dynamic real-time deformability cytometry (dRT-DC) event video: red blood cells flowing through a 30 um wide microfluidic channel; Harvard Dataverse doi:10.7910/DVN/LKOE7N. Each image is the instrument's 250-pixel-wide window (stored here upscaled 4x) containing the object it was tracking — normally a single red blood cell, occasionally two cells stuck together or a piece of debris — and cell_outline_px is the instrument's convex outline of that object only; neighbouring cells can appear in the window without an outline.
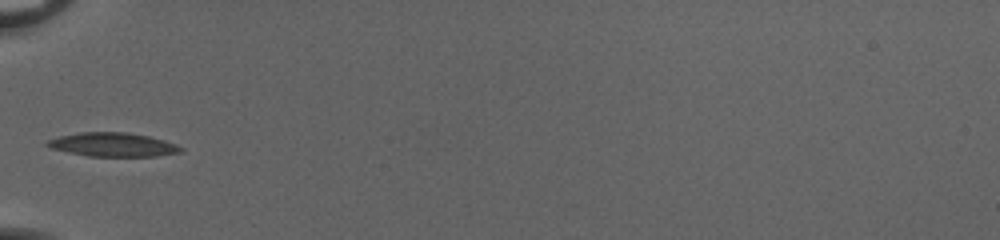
{"species": "common noctule bat (a hibernating species)", "species_latin": "Nyctalus noctula", "temperature_condition": "cold", "stored_images_in_passage": 33, "camera_frame_rate_fps": 3000, "um_per_image_px": 0.085, "animal": {"sex": "female", "body_mass_g": 20.0, "forearm_length_mm": 54.0}, "frame": {"image": 1, "passage_image": 1, "time_ms": 0.0, "image_size_px": [1000, 240], "cell_outline_px": [[184, 148], [180, 152], [156, 156], [88, 156], [48, 148], [44, 144], [48, 140], [60, 136], [80, 132], [128, 132], [148, 136], [164, 140], [176, 144]], "centroid_in_image_um": [9.57, 12.29], "position_along_channel_um": 75.4, "area_um2": 18.55}}
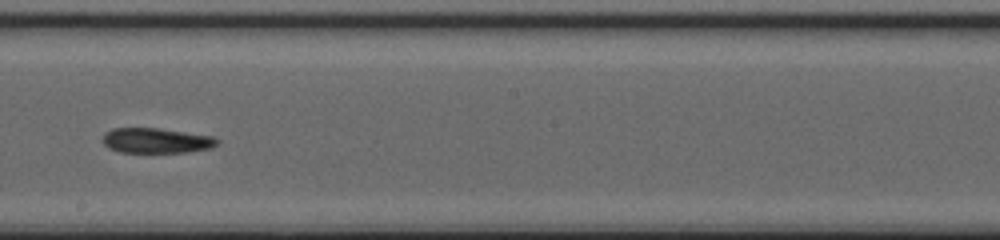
{"frame": {"image": 2, "passage_image": 13, "time_ms": 4.0, "image_size_px": [1000, 240], "cell_outline_px": [[220, 140], [212, 148], [188, 152], [120, 152], [108, 148], [100, 140], [104, 132], [112, 128], [160, 128], [212, 136]], "centroid_in_image_um": [13.24, 11.94], "position_along_channel_um": 235.0, "area_um2": 16.94}}
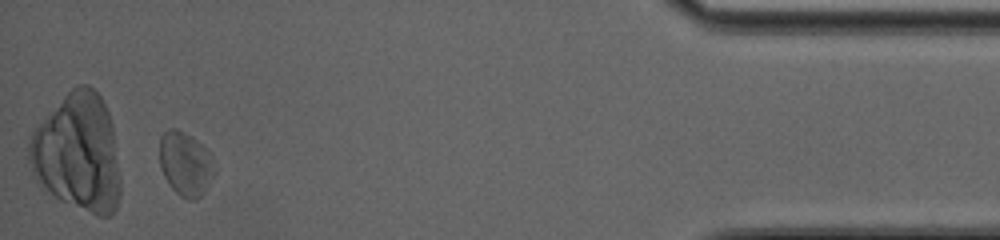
{"frame": {"image": 3, "passage_image": 31, "time_ms": 10.0, "image_size_px": [1000, 240], "cell_outline_px": [[216, 172], [204, 192], [196, 200], [188, 200], [180, 196], [172, 188], [164, 176], [160, 168], [160, 136], [168, 128], [176, 128], [184, 132], [196, 140], [212, 156], [216, 168]], "centroid_in_image_um": [15.77, 13.93], "position_along_channel_um": 419.4, "area_um2": 20.58}}